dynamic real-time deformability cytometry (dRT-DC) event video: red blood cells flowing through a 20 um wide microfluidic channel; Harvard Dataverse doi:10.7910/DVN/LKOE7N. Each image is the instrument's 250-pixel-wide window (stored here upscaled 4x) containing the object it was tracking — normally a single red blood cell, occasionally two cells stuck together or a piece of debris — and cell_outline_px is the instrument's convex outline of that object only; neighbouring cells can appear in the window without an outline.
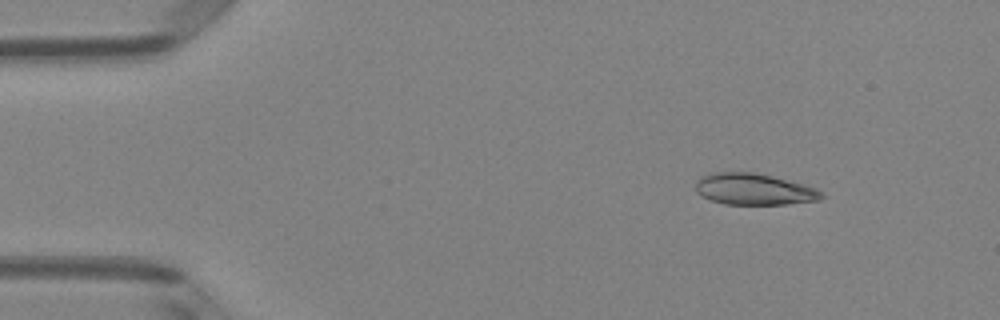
{"species": "Egyptian fruit bat (a non-hibernating species)", "species_latin": "Rousettus aegyptiacus", "temperature_condition": "room temperature", "stored_images_in_passage": 46, "camera_frame_rate_fps": 3000, "um_per_image_px": 0.085, "animal": {"sex": "female"}, "frame": {"image": 1, "passage_image": 2, "time_ms": 0.333, "image_size_px": [1000, 320], "cell_outline_px": [[824, 196], [820, 200], [788, 204], [724, 204], [700, 196], [696, 192], [696, 180], [700, 176], [712, 172], [756, 172], [804, 184], [816, 188]], "centroid_in_image_um": [64.06, 16.08], "position_along_channel_um": 20.9, "area_um2": 23.18}}
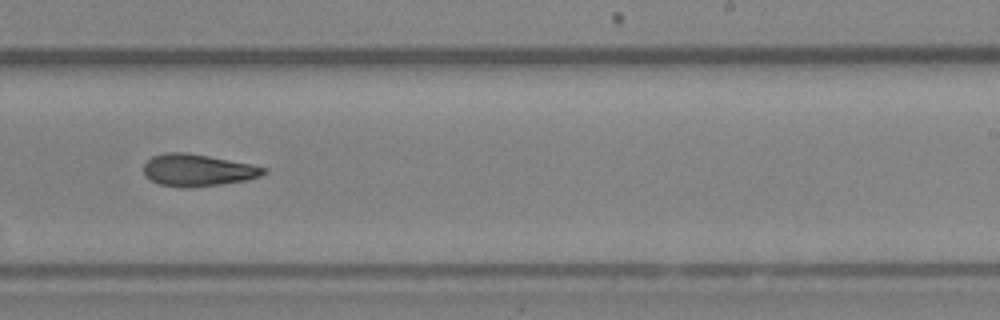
{"frame": {"image": 2, "passage_image": 27, "time_ms": 8.667, "image_size_px": [1000, 320], "cell_outline_px": [[268, 172], [260, 176], [248, 180], [220, 184], [188, 188], [180, 188], [160, 184], [144, 176], [144, 164], [152, 156], [164, 152], [188, 152], [268, 168]], "centroid_in_image_um": [16.78, 14.47], "position_along_channel_um": 272.2, "area_um2": 22.43}}
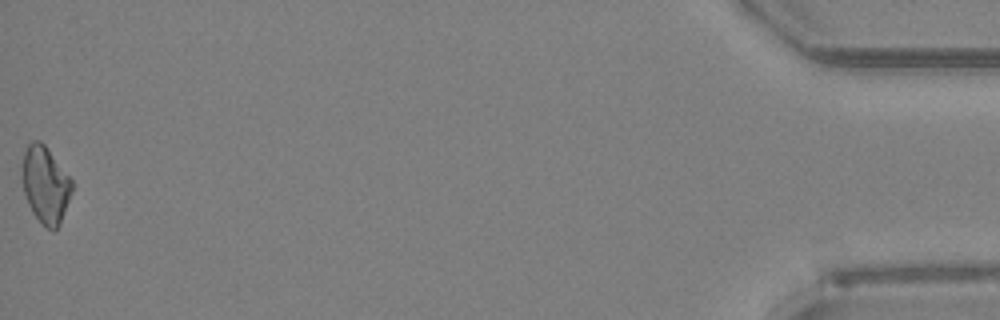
{"frame": {"image": 3, "passage_image": 46, "time_ms": 15.0, "image_size_px": [1000, 320], "cell_outline_px": [[72, 192], [60, 224], [52, 232], [32, 212], [28, 204], [24, 192], [20, 176], [20, 168], [24, 152], [28, 144], [32, 140], [40, 140], [44, 144], [72, 180]], "centroid_in_image_um": [3.82, 15.67], "position_along_channel_um": 431.4, "area_um2": 22.37}, "authors_computed_cell_mechanics": {"area_um2": 22.6287, "velocity_mm_per_s": 4.0543, "shape_relaxation_time_tau1_ms": 5.9423, "shape_relaxation_time_tau2_ms": 5.6059, "deformation_change_tau1": 0.1435, "deformation_change_tau2": 0.1462}}